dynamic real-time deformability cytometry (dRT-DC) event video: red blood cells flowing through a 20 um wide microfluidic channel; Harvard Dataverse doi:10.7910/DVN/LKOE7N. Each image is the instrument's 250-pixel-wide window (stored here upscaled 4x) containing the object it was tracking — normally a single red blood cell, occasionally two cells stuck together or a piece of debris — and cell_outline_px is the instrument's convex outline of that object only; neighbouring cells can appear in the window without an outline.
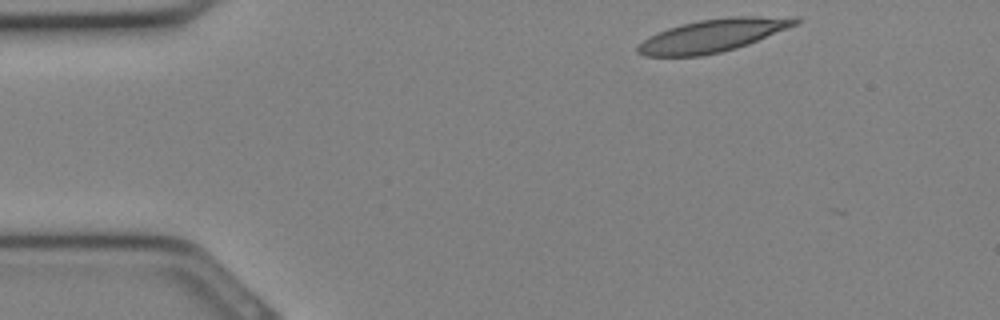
{"species": "Egyptian fruit bat (a non-hibernating species)", "species_latin": "Rousettus aegyptiacus", "temperature_condition": "cold", "stored_images_in_passage": 4, "camera_frame_rate_fps": 3000, "um_per_image_px": 0.085, "animal": {"sex": "female"}, "frame": {"image": 1, "passage_image": 1, "time_ms": 0.0, "image_size_px": [1000, 320], "cell_outline_px": [[800, 20], [796, 24], [748, 44], [736, 48], [720, 52], [700, 56], [644, 56], [636, 52], [636, 48], [648, 36], [668, 28], [680, 24], [700, 20], [732, 16], [796, 16]], "centroid_in_image_um": [60.57, 3.01], "position_along_channel_um": 24.4, "area_um2": 30.0}}